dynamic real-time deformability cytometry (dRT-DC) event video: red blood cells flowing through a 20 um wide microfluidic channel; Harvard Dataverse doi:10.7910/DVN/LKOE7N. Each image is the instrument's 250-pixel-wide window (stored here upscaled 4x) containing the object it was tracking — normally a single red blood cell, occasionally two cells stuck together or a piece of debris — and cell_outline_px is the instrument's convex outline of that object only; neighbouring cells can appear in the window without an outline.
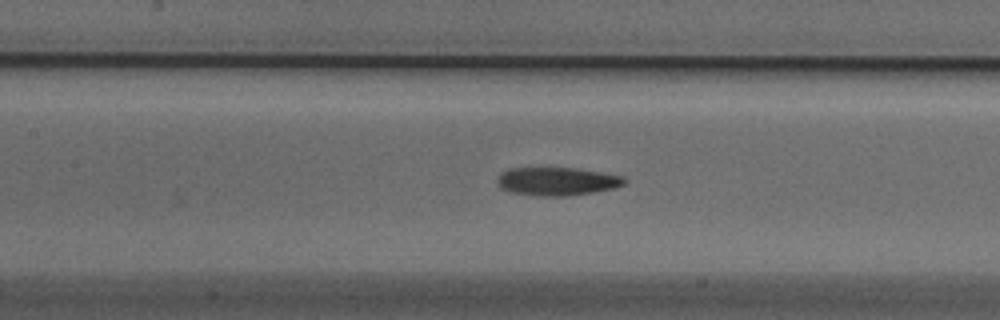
{"species": "Egyptian fruit bat (a non-hibernating species)", "species_latin": "Rousettus aegyptiacus", "temperature_condition": "cold", "stored_images_in_passage": 45, "camera_frame_rate_fps": 3000, "um_per_image_px": 0.085, "animal": {"sex": "male"}, "frame": {"image": 1, "passage_image": 15, "time_ms": 4.667, "image_size_px": [1000, 320], "cell_outline_px": [[628, 180], [624, 184], [616, 188], [568, 196], [536, 196], [512, 192], [500, 188], [496, 184], [496, 180], [500, 172], [508, 168], [576, 168], [604, 172], [624, 176]], "centroid_in_image_um": [47.35, 15.41], "position_along_channel_um": 160.1, "area_um2": 21.27}}
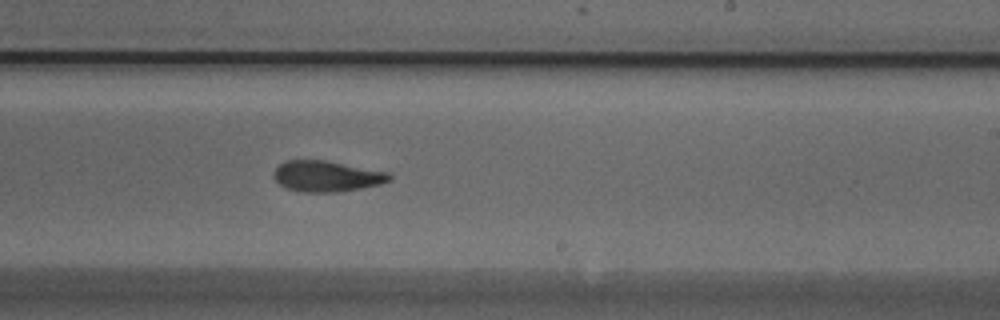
{"frame": {"image": 2, "passage_image": 23, "time_ms": 7.333, "image_size_px": [1000, 320], "cell_outline_px": [[392, 180], [380, 184], [360, 188], [336, 192], [304, 192], [288, 188], [280, 184], [272, 176], [272, 172], [284, 160], [324, 160], [388, 172], [392, 176]], "centroid_in_image_um": [27.75, 14.97], "position_along_channel_um": 261.2, "area_um2": 20.69}}
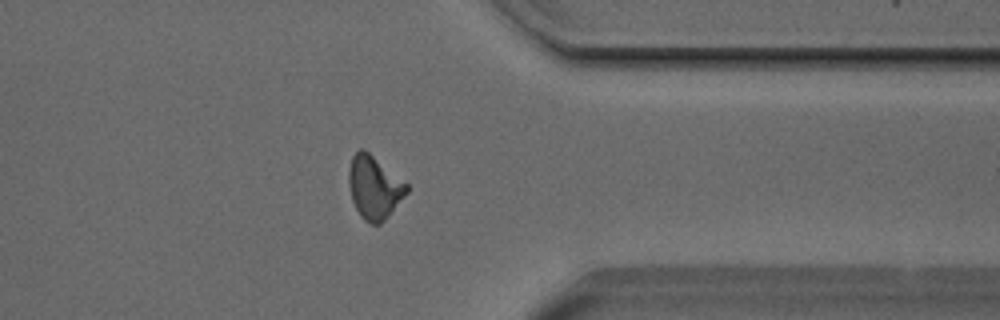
{"frame": {"image": 3, "passage_image": 33, "time_ms": 10.667, "image_size_px": [1000, 320], "cell_outline_px": [[408, 192], [384, 220], [380, 224], [372, 224], [364, 220], [360, 216], [352, 200], [348, 184], [348, 172], [352, 156], [360, 148], [364, 148], [408, 184]], "centroid_in_image_um": [31.79, 15.91], "position_along_channel_um": 379.6, "area_um2": 21.21}, "authors_computed_cell_mechanics": {"area_um2": 20.9814, "velocity_mm_per_s": 3.8121, "shape_relaxation_time_tau1_ms": 10.8925, "shape_relaxation_time_tau2_ms": 3.3129, "deformation_change_tau1": 0.2803, "deformation_change_tau2": 0.1084}}